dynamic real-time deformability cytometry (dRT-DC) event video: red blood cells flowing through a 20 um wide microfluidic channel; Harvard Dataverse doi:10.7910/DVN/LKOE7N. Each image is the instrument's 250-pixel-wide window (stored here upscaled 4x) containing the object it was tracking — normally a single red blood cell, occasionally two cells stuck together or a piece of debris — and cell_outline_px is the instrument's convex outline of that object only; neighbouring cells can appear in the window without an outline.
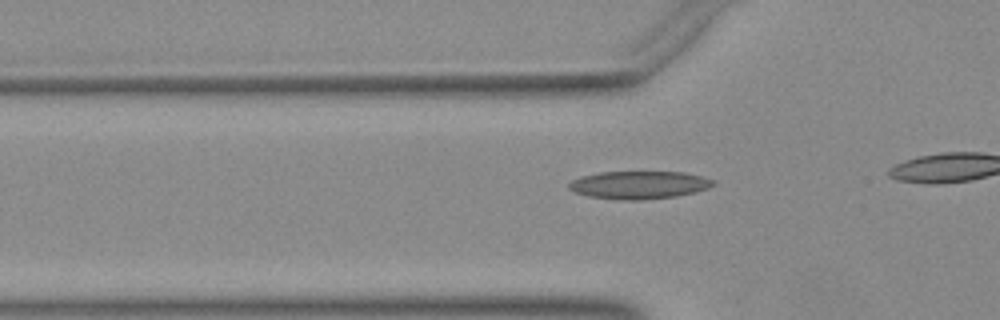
{"species": "Egyptian fruit bat (a non-hibernating species)", "species_latin": "Rousettus aegyptiacus", "temperature_condition": "warm", "stored_images_in_passage": 18, "camera_frame_rate_fps": 3000, "um_per_image_px": 0.085, "animal": {"sex": "female"}, "frame": {"image": 1, "passage_image": 13, "time_ms": 4.0, "image_size_px": [1000, 320], "cell_outline_px": [[716, 184], [708, 188], [696, 192], [676, 196], [640, 200], [620, 200], [588, 196], [576, 192], [568, 188], [568, 184], [572, 180], [580, 176], [600, 172], [684, 172], [716, 180]], "centroid_in_image_um": [54.33, 15.72], "position_along_channel_um": 71.5, "area_um2": 23.47}}